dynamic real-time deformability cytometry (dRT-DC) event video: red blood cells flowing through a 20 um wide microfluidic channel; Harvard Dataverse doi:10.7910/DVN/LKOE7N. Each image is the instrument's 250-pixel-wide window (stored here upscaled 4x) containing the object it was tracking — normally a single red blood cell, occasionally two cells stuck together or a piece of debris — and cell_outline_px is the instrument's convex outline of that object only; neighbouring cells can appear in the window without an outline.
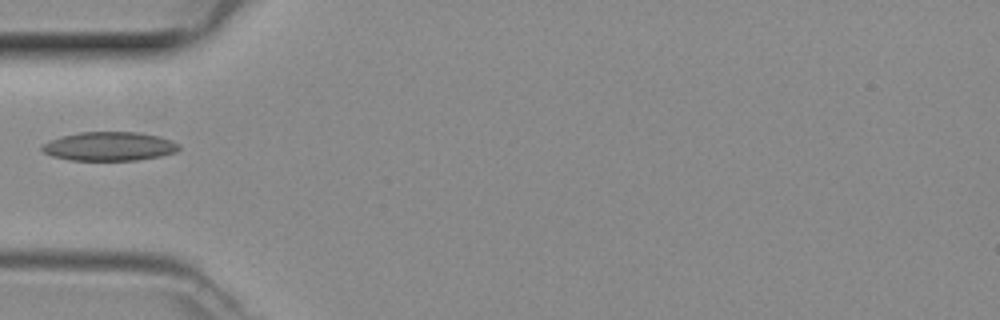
{"species": "common noctule bat (a hibernating species)", "species_latin": "Nyctalus noctula", "temperature_condition": "room temperature", "stored_images_in_passage": 33, "camera_frame_rate_fps": 3000, "um_per_image_px": 0.085, "animal": {"sex": "female", "body_mass_g": 29.2, "forearm_length_mm": 56.3}, "frame": {"image": 1, "passage_image": 1, "time_ms": 0.0, "image_size_px": [1000, 320], "cell_outline_px": [[180, 148], [176, 152], [160, 156], [136, 160], [68, 160], [52, 156], [44, 152], [40, 148], [44, 144], [60, 136], [80, 132], [140, 132], [160, 136], [172, 140], [180, 144]], "centroid_in_image_um": [9.32, 12.43], "position_along_channel_um": 75.7, "area_um2": 23.12}}
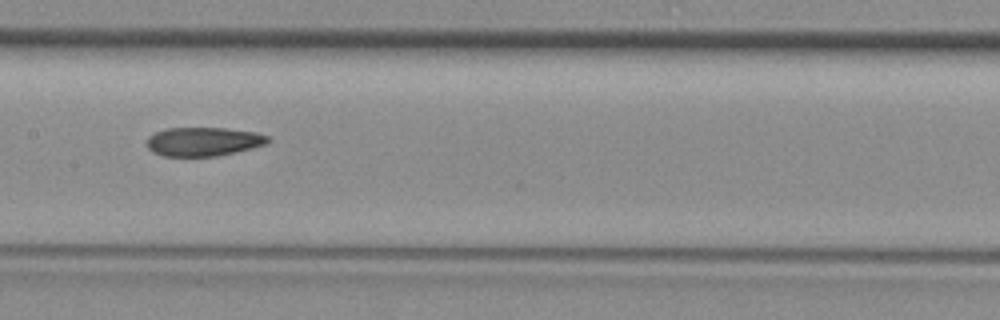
{"frame": {"image": 2, "passage_image": 9, "time_ms": 2.667, "image_size_px": [1000, 320], "cell_outline_px": [[272, 140], [264, 144], [252, 148], [216, 156], [164, 156], [152, 152], [148, 148], [148, 136], [156, 132], [168, 128], [224, 128], [256, 132], [268, 136]], "centroid_in_image_um": [17.29, 12.03], "position_along_channel_um": 190.1, "area_um2": 20.23}}
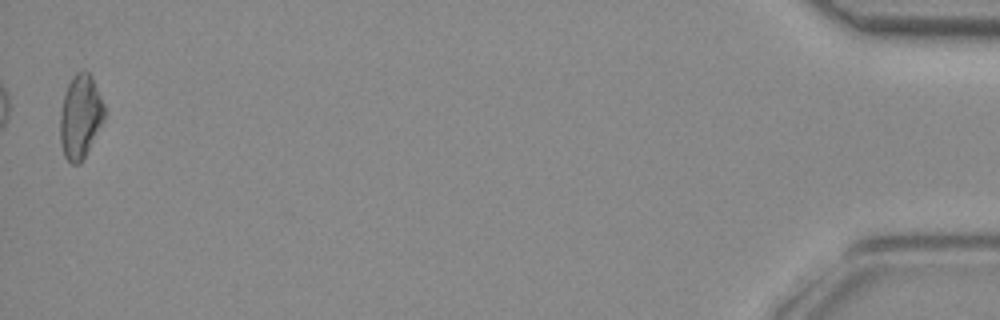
{"frame": {"image": 3, "passage_image": 33, "time_ms": 10.667, "image_size_px": [1000, 320], "cell_outline_px": [[104, 120], [80, 164], [72, 164], [64, 156], [60, 144], [60, 112], [64, 96], [68, 84], [72, 76], [76, 72], [84, 68], [92, 76], [104, 104]], "centroid_in_image_um": [6.82, 9.88], "position_along_channel_um": 428.4, "area_um2": 21.62}}